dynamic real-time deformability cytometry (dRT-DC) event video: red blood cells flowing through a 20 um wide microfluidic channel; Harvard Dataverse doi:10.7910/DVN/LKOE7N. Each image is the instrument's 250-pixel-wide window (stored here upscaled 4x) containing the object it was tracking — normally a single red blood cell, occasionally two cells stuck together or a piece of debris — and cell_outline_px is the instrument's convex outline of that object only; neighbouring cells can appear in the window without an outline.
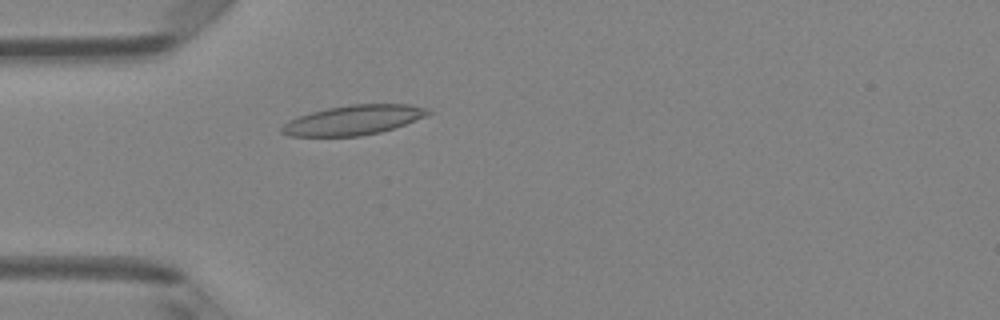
{"species": "Egyptian fruit bat (a non-hibernating species)", "species_latin": "Rousettus aegyptiacus", "temperature_condition": "room temperature", "stored_images_in_passage": 4, "camera_frame_rate_fps": 3000, "um_per_image_px": 0.085, "animal": {"sex": "female"}, "frame": {"image": 1, "passage_image": 4, "time_ms": 1.0, "image_size_px": [1000, 320], "cell_outline_px": [[432, 112], [428, 116], [380, 132], [360, 136], [288, 136], [280, 132], [280, 128], [288, 120], [312, 112], [328, 108], [352, 104], [412, 104], [428, 108]], "centroid_in_image_um": [30.06, 10.2], "position_along_channel_um": 54.9, "area_um2": 25.26}}